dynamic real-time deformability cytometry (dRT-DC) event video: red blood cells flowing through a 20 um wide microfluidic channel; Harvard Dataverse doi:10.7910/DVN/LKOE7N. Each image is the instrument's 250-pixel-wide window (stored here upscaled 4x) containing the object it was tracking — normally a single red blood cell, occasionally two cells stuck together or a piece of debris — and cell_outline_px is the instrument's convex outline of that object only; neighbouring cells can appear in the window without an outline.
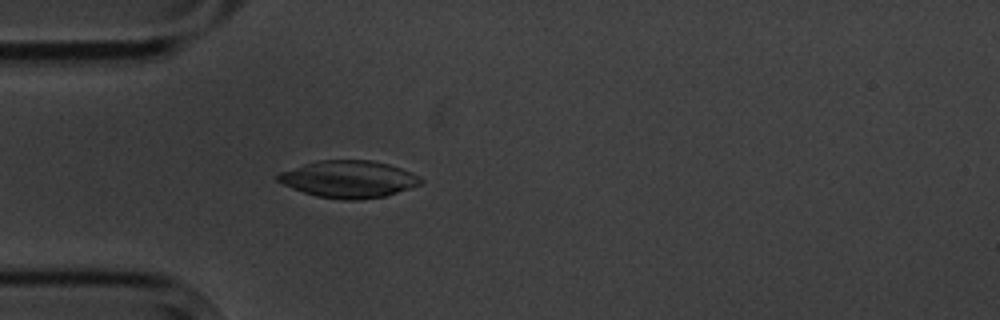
{"species": "common noctule bat (a hibernating species)", "species_latin": "Nyctalus noctula", "temperature_condition": "cold", "stored_images_in_passage": 2, "camera_frame_rate_fps": 3000, "um_per_image_px": 0.085, "animal": {"sex": "male", "body_mass_g": 20.1, "forearm_length_mm": 53.5}, "frame": {"image": 1, "passage_image": 1, "time_ms": 0.0, "image_size_px": [1000, 320], "cell_outline_px": [[424, 184], [384, 196], [360, 200], [344, 200], [316, 196], [292, 188], [276, 180], [276, 176], [280, 172], [316, 160], [372, 160], [388, 164], [412, 172], [420, 176], [424, 180]], "centroid_in_image_um": [29.67, 15.23], "position_along_channel_um": 55.3, "area_um2": 30.98}}